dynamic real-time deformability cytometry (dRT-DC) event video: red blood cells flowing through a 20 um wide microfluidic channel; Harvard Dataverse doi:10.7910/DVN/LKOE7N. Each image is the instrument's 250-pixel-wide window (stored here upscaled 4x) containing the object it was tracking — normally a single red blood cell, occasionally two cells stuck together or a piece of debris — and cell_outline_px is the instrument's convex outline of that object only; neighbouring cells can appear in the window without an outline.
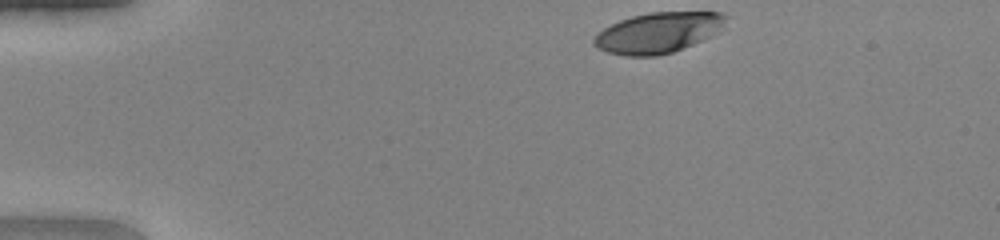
{"species": "human", "species_latin": "Homo sapiens", "temperature_condition": "warm", "stored_images_in_passage": 35, "camera_frame_rate_fps": 3000, "um_per_image_px": 0.085, "donor": {"sex": "female"}, "frame": {"image": 1, "passage_image": 1, "time_ms": 0.0, "image_size_px": [1000, 240], "cell_outline_px": [[728, 16], [724, 28], [720, 32], [692, 44], [672, 52], [656, 56], [624, 56], [608, 52], [596, 48], [592, 44], [592, 40], [596, 32], [620, 20], [632, 16], [648, 12], [720, 12]], "centroid_in_image_um": [55.93, 2.77], "position_along_channel_um": 29.1, "area_um2": 31.44}}
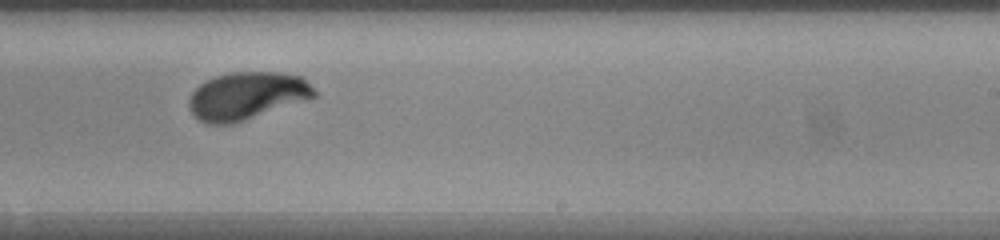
{"frame": {"image": 2, "passage_image": 24, "time_ms": 7.667, "image_size_px": [1000, 240], "cell_outline_px": [[316, 96], [232, 124], [204, 124], [188, 108], [188, 100], [192, 92], [204, 80], [216, 76], [232, 72], [280, 72], [300, 76], [316, 92]], "centroid_in_image_um": [20.91, 8.14], "position_along_channel_um": 268.1, "area_um2": 34.33}}
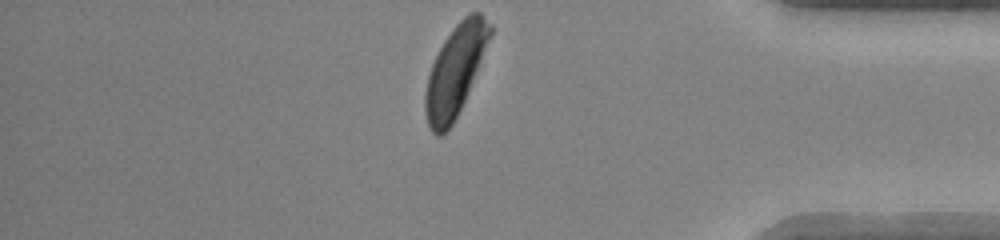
{"frame": {"image": 3, "passage_image": 35, "time_ms": 11.333, "image_size_px": [1000, 240], "cell_outline_px": [[492, 36], [464, 100], [452, 124], [440, 136], [436, 136], [432, 132], [428, 124], [424, 112], [424, 96], [428, 76], [432, 64], [444, 40], [452, 28], [464, 16], [472, 12], [480, 12], [492, 24]], "centroid_in_image_um": [38.7, 5.98], "position_along_channel_um": 396.5, "area_um2": 33.7}, "authors_computed_cell_mechanics": {"area_um2": 34.5066, "velocity_mm_per_s": 4.1487, "shape_relaxation_time_tau1_ms": 2.6232, "shape_relaxation_time_tau2_ms": null, "deformation_change_tau1": 0.1777, "deformation_change_tau2": null}}